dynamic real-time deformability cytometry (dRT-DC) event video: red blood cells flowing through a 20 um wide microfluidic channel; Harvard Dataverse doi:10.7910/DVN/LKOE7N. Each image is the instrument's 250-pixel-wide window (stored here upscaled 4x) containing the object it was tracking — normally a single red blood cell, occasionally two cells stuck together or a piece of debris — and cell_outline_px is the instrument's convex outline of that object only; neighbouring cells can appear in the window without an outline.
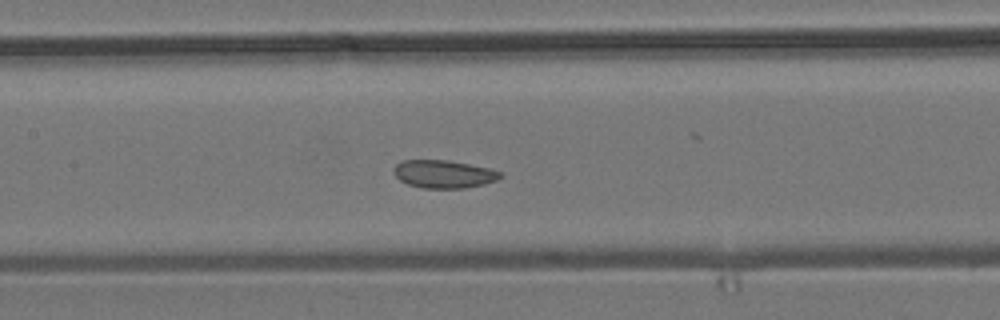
{"species": "common noctule bat (a hibernating species)", "species_latin": "Nyctalus noctula", "temperature_condition": "room temperature", "stored_images_in_passage": 27, "camera_frame_rate_fps": 3000, "um_per_image_px": 0.085, "animal": {"sex": "male", "body_mass_g": 19.2, "forearm_length_mm": 51.8}, "frame": {"image": 1, "passage_image": 26, "time_ms": 8.333, "image_size_px": [1000, 320], "cell_outline_px": [[504, 176], [496, 180], [484, 184], [464, 188], [424, 188], [408, 184], [400, 180], [392, 172], [392, 168], [396, 164], [404, 160], [448, 160], [488, 168], [504, 172]], "centroid_in_image_um": [37.72, 14.79], "position_along_channel_um": 169.7, "area_um2": 17.4}}